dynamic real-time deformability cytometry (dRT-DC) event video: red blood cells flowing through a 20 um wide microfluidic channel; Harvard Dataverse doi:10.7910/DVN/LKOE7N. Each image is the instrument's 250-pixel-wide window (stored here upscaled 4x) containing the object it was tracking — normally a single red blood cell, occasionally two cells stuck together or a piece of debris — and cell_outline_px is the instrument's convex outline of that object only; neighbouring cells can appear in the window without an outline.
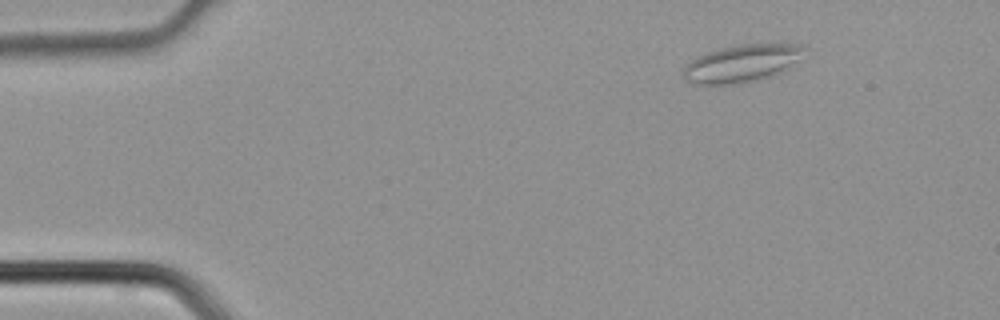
{"species": "common noctule bat (a hibernating species)", "species_latin": "Nyctalus noctula", "temperature_condition": "cold", "stored_images_in_passage": 2, "camera_frame_rate_fps": 3000, "um_per_image_px": 0.085, "animal": {"sex": "male", "body_mass_g": 21.5, "forearm_length_mm": 52.0}, "frame": {"image": 1, "passage_image": 2, "time_ms": 0.333, "image_size_px": [1000, 320], "cell_outline_px": [[808, 48], [784, 72], [772, 76], [740, 84], [692, 84], [680, 76], [680, 72], [696, 56], [720, 48], [744, 44], [804, 44]], "centroid_in_image_um": [63.04, 5.4], "position_along_channel_um": 22.0, "area_um2": 26.59}}